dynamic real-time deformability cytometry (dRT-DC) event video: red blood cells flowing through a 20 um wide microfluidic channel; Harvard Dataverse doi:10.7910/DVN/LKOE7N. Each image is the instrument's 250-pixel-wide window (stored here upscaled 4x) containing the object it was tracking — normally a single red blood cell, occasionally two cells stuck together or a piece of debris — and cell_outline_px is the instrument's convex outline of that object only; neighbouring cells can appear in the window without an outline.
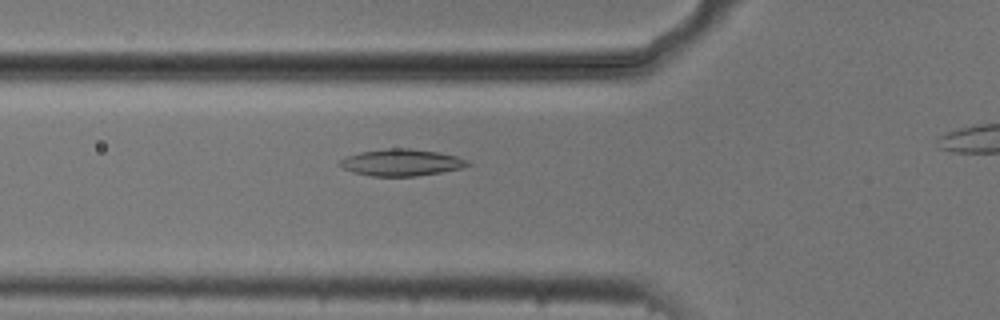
{"species": "common noctule bat (a hibernating species)", "species_latin": "Nyctalus noctula", "temperature_condition": "cold", "stored_images_in_passage": 31, "camera_frame_rate_fps": 3000, "um_per_image_px": 0.085, "animal": {"sex": "male", "body_mass_g": 20.5, "forearm_length_mm": 52.5}, "frame": {"image": 1, "passage_image": 3, "time_ms": 0.667, "image_size_px": [1000, 320], "cell_outline_px": [[472, 164], [460, 168], [440, 172], [416, 176], [372, 176], [356, 172], [344, 168], [336, 164], [340, 160], [348, 156], [360, 152], [392, 148], [408, 148], [440, 152], [456, 156], [468, 160]], "centroid_in_image_um": [34.14, 13.81], "position_along_channel_um": 91.7, "area_um2": 19.71}}
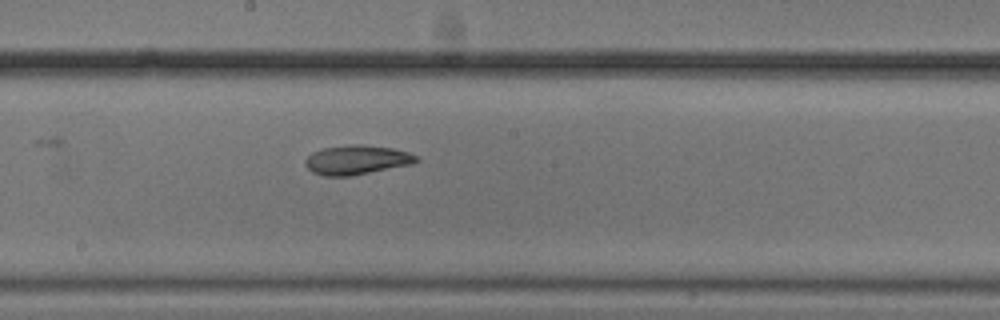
{"frame": {"image": 2, "passage_image": 13, "time_ms": 4.0, "image_size_px": [1000, 320], "cell_outline_px": [[420, 160], [412, 164], [352, 176], [324, 176], [312, 172], [304, 164], [304, 160], [312, 152], [324, 148], [352, 144], [364, 144], [392, 148], [408, 152], [420, 156]], "centroid_in_image_um": [30.34, 13.59], "position_along_channel_um": 217.9, "area_um2": 19.19}}
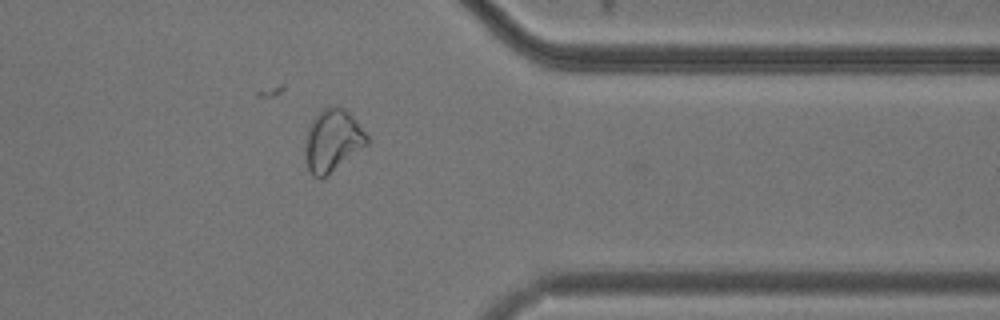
{"frame": {"image": 3, "passage_image": 27, "time_ms": 8.667, "image_size_px": [1000, 320], "cell_outline_px": [[368, 144], [320, 180], [312, 176], [308, 168], [304, 156], [304, 144], [308, 128], [312, 120], [324, 108], [332, 104], [336, 104], [344, 108], [356, 120], [368, 136]], "centroid_in_image_um": [28.24, 11.94], "position_along_channel_um": 383.2, "area_um2": 22.48}}